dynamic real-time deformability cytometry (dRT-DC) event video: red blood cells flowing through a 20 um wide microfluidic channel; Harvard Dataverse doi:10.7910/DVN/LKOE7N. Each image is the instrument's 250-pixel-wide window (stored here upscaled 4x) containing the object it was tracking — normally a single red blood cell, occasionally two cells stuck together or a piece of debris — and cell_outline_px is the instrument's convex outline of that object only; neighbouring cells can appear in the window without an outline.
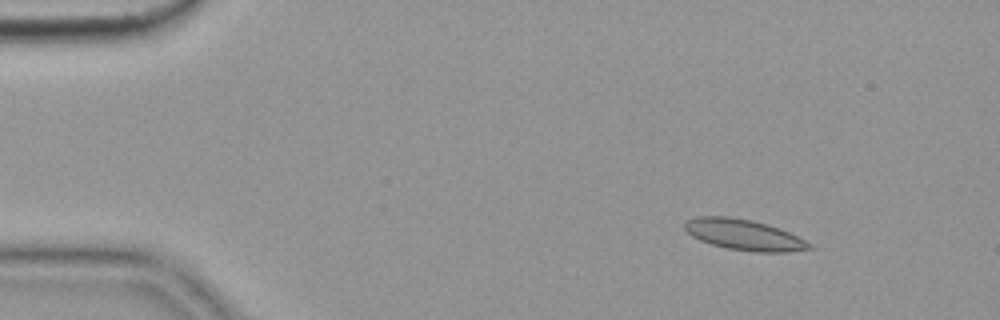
{"species": "common noctule bat (a hibernating species)", "species_latin": "Nyctalus noctula", "temperature_condition": "cold", "stored_images_in_passage": 49, "camera_frame_rate_fps": 3000, "um_per_image_px": 0.085, "animal": {"sex": "female", "body_mass_g": 19.9}, "frame": {"image": 1, "passage_image": 1, "time_ms": 0.0, "image_size_px": [1000, 320], "cell_outline_px": [[816, 248], [788, 252], [752, 252], [728, 248], [712, 244], [700, 240], [692, 236], [684, 228], [684, 224], [688, 220], [700, 216], [728, 216], [752, 220], [768, 224], [780, 228], [812, 244]], "centroid_in_image_um": [63.27, 19.96], "position_along_channel_um": 21.7, "area_um2": 22.31}}
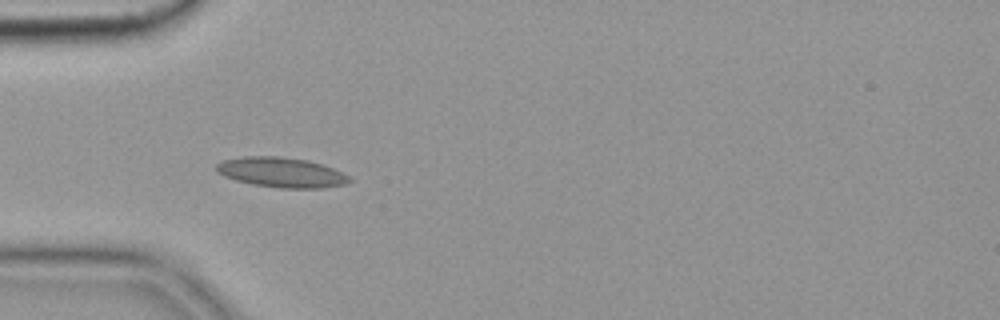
{"frame": {"image": 2, "passage_image": 11, "time_ms": 3.333, "image_size_px": [1000, 320], "cell_outline_px": [[352, 180], [344, 184], [320, 188], [280, 188], [252, 184], [236, 180], [224, 176], [216, 172], [216, 164], [224, 160], [244, 156], [280, 156], [308, 160], [332, 168], [348, 176]], "centroid_in_image_um": [23.88, 14.65], "position_along_channel_um": 61.1, "area_um2": 23.06}}
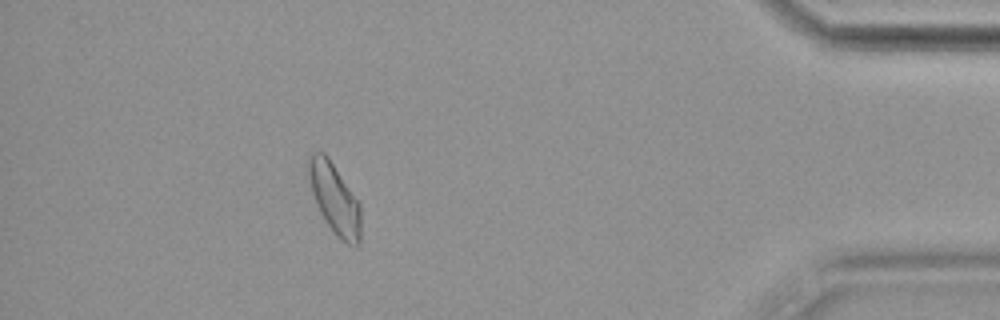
{"frame": {"image": 3, "passage_image": 44, "time_ms": 14.333, "image_size_px": [1000, 320], "cell_outline_px": [[360, 244], [356, 248], [348, 244], [336, 236], [332, 232], [324, 220], [316, 204], [304, 168], [312, 152], [324, 152], [328, 156], [360, 204]], "centroid_in_image_um": [28.4, 16.88], "position_along_channel_um": 406.8, "area_um2": 21.85}, "authors_computed_cell_mechanics": {"area_um2": 20.8658, "velocity_mm_per_s": 3.6072, "shape_relaxation_time_tau1_ms": null, "shape_relaxation_time_tau2_ms": 2.2522, "deformation_change_tau1": null, "deformation_change_tau2": 0.0635}}